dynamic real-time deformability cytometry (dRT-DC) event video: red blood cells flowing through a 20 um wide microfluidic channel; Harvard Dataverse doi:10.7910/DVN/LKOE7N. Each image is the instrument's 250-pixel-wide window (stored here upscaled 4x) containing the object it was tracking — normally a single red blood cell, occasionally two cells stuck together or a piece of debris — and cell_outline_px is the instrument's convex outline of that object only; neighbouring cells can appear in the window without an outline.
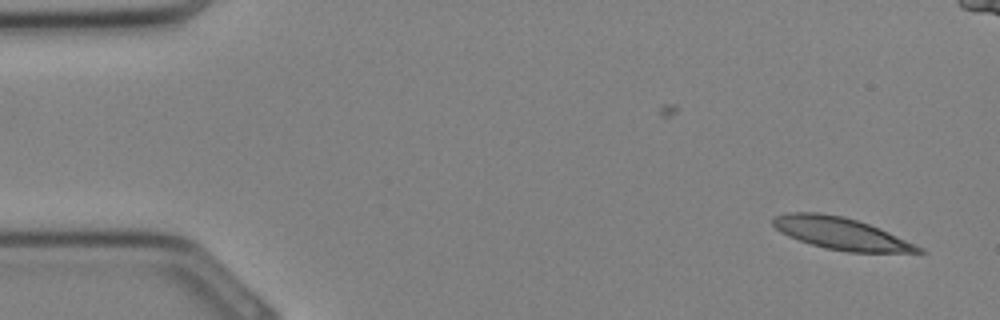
{"species": "Egyptian fruit bat (a non-hibernating species)", "species_latin": "Rousettus aegyptiacus", "temperature_condition": "cold", "stored_images_in_passage": 33, "camera_frame_rate_fps": 3000, "um_per_image_px": 0.085, "animal": {"sex": "female"}, "frame": {"image": 1, "passage_image": 1, "time_ms": 0.0, "image_size_px": [1000, 320], "cell_outline_px": [[928, 252], [848, 252], [824, 248], [788, 236], [780, 232], [772, 224], [772, 220], [776, 216], [784, 212], [820, 212], [844, 216], [880, 228], [924, 248]], "centroid_in_image_um": [71.47, 19.83], "position_along_channel_um": 13.5, "area_um2": 27.11}}
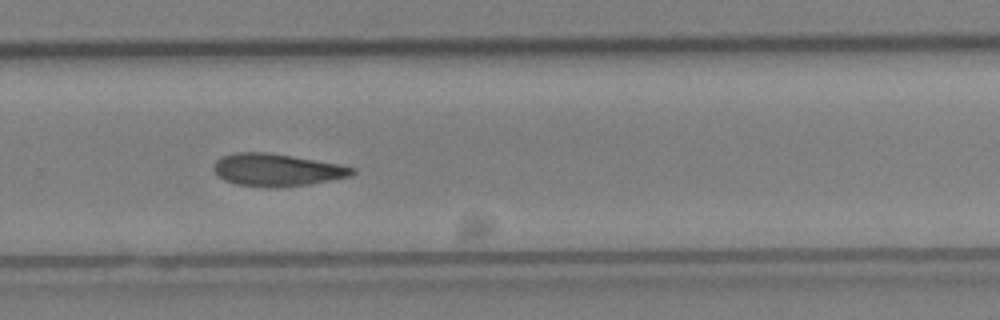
{"frame": {"image": 2, "passage_image": 21, "time_ms": 6.667, "image_size_px": [1000, 320], "cell_outline_px": [[356, 172], [352, 176], [308, 184], [236, 184], [224, 180], [212, 168], [216, 160], [220, 156], [236, 152], [268, 152], [340, 164], [356, 168]], "centroid_in_image_um": [23.55, 14.38], "position_along_channel_um": 306.2, "area_um2": 25.2}}
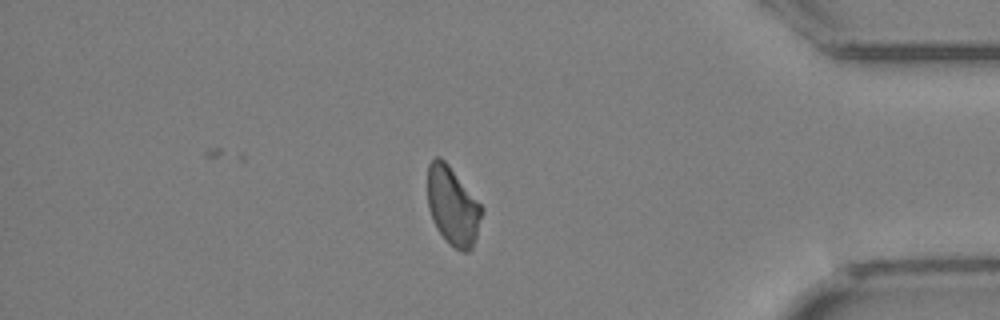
{"frame": {"image": 3, "passage_image": 27, "time_ms": 8.667, "image_size_px": [1000, 320], "cell_outline_px": [[484, 208], [476, 236], [472, 248], [468, 252], [460, 252], [448, 244], [436, 228], [432, 220], [428, 208], [428, 164], [436, 156], [440, 156], [448, 164]], "centroid_in_image_um": [38.47, 17.54], "position_along_channel_um": 396.7, "area_um2": 24.85}}